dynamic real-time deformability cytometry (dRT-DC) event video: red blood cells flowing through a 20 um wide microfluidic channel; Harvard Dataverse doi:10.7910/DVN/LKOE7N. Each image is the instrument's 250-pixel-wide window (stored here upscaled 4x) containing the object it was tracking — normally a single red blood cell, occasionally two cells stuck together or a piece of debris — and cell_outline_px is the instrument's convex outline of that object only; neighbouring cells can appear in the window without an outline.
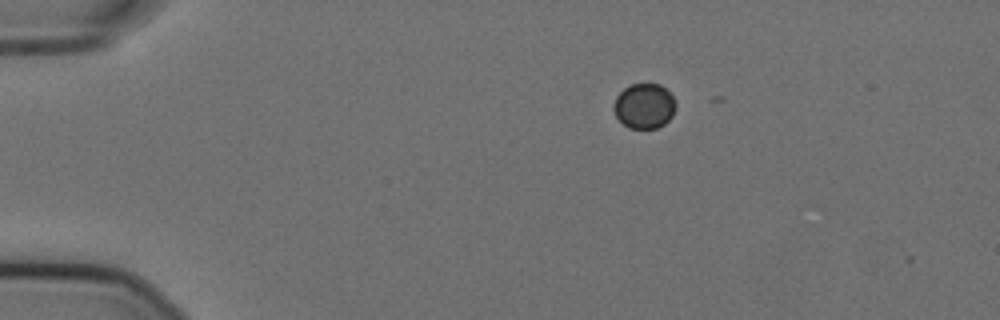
{"species": "Egyptian fruit bat (a non-hibernating species)", "species_latin": "Rousettus aegyptiacus", "temperature_condition": "cold", "stored_images_in_passage": 6, "camera_frame_rate_fps": 3000, "um_per_image_px": 0.085, "animal": {"sex": "female"}, "frame": {"image": 1, "passage_image": 3, "time_ms": 0.667, "image_size_px": [1000, 320], "cell_outline_px": [[676, 108], [672, 116], [664, 124], [656, 128], [628, 128], [616, 116], [612, 108], [616, 96], [624, 88], [632, 84], [660, 84], [672, 96], [676, 104]], "centroid_in_image_um": [54.75, 9.01], "position_along_channel_um": 30.3, "area_um2": 16.24}}